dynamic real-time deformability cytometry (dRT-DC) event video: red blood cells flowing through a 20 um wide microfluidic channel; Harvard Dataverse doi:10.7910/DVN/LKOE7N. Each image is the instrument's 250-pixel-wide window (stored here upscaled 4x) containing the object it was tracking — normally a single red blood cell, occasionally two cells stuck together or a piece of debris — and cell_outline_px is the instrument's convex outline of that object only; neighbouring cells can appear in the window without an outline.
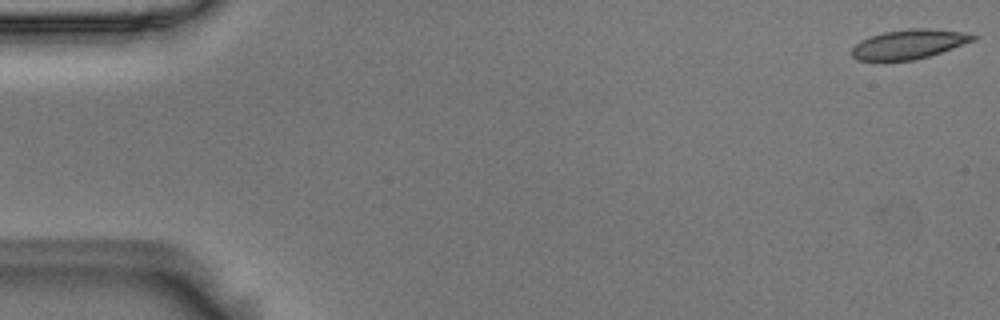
{"species": "Egyptian fruit bat (a non-hibernating species)", "species_latin": "Rousettus aegyptiacus", "temperature_condition": "room temperature", "stored_images_in_passage": 54, "camera_frame_rate_fps": 3000, "um_per_image_px": 0.085, "animal": {"sex": "male"}, "frame": {"image": 1, "passage_image": 1, "time_ms": 0.0, "image_size_px": [1000, 320], "cell_outline_px": [[980, 36], [976, 40], [928, 56], [912, 60], [856, 60], [852, 56], [852, 48], [860, 40], [884, 32], [908, 28], [928, 28], [964, 32]], "centroid_in_image_um": [77.28, 3.74], "position_along_channel_um": 7.7, "area_um2": 20.63}}
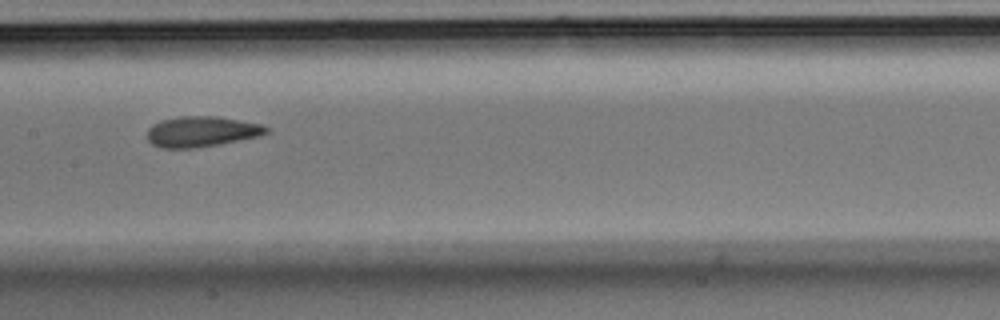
{"frame": {"image": 2, "passage_image": 27, "time_ms": 8.667, "image_size_px": [1000, 320], "cell_outline_px": [[268, 132], [260, 136], [196, 148], [160, 148], [152, 144], [148, 140], [148, 128], [152, 124], [160, 120], [180, 116], [216, 116], [260, 124], [268, 128]], "centroid_in_image_um": [17.09, 11.18], "position_along_channel_um": 190.3, "area_um2": 21.1}}
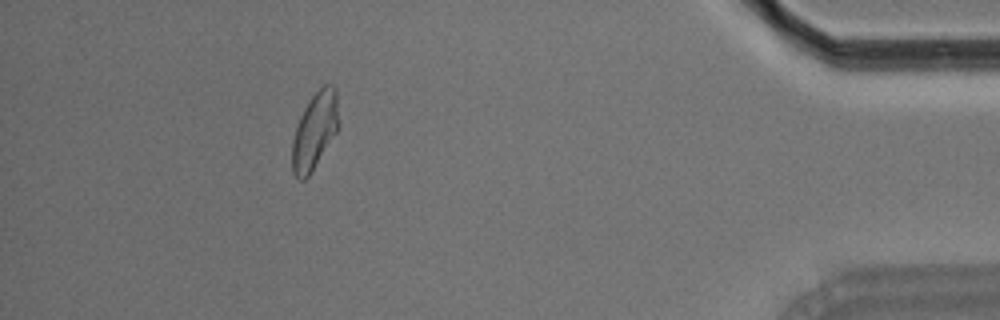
{"frame": {"image": 3, "passage_image": 49, "time_ms": 16.0, "image_size_px": [1000, 320], "cell_outline_px": [[340, 124], [336, 132], [308, 176], [304, 180], [300, 180], [292, 172], [292, 140], [300, 116], [308, 100], [324, 84], [332, 84], [336, 88]], "centroid_in_image_um": [26.76, 11.07], "position_along_channel_um": 408.4, "area_um2": 20.69}, "authors_computed_cell_mechanics": {"area_um2": 21.1837, "velocity_mm_per_s": 3.705, "shape_relaxation_time_tau1_ms": 5.9025, "shape_relaxation_time_tau2_ms": 1.6897, "deformation_change_tau1": 0.1745, "deformation_change_tau2": 0.0921}}